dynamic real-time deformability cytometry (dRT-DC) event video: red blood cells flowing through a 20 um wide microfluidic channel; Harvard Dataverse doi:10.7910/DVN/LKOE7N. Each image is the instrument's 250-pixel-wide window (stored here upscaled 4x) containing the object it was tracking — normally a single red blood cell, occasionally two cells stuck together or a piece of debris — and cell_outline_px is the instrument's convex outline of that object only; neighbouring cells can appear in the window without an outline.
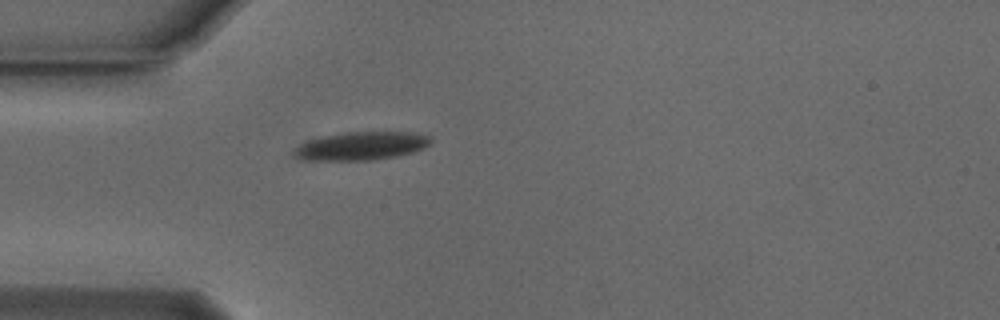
{"species": "Egyptian fruit bat (a non-hibernating species)", "species_latin": "Rousettus aegyptiacus", "temperature_condition": "cold", "stored_images_in_passage": 37, "camera_frame_rate_fps": 3000, "um_per_image_px": 0.085, "animal": {"sex": "male"}, "frame": {"image": 1, "passage_image": 1, "time_ms": 0.0, "image_size_px": [1000, 320], "cell_outline_px": [[432, 144], [424, 148], [412, 152], [396, 156], [372, 160], [304, 160], [296, 156], [292, 152], [300, 144], [308, 140], [324, 136], [344, 132], [412, 132], [432, 136]], "centroid_in_image_um": [30.76, 12.4], "position_along_channel_um": 54.2, "area_um2": 22.54}}
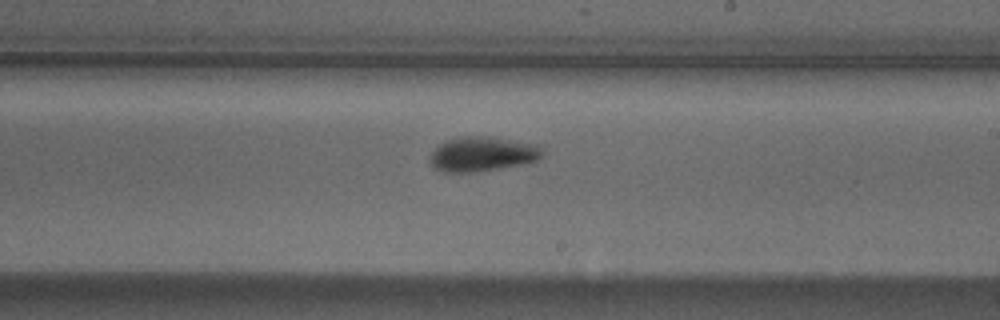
{"frame": {"image": 2, "passage_image": 17, "time_ms": 5.333, "image_size_px": [1000, 320], "cell_outline_px": [[544, 156], [540, 160], [524, 164], [500, 168], [472, 172], [444, 172], [436, 168], [432, 164], [428, 156], [444, 140], [460, 136], [484, 136], [540, 144], [544, 148]], "centroid_in_image_um": [41.07, 13.08], "position_along_channel_um": 247.9, "area_um2": 23.0}}
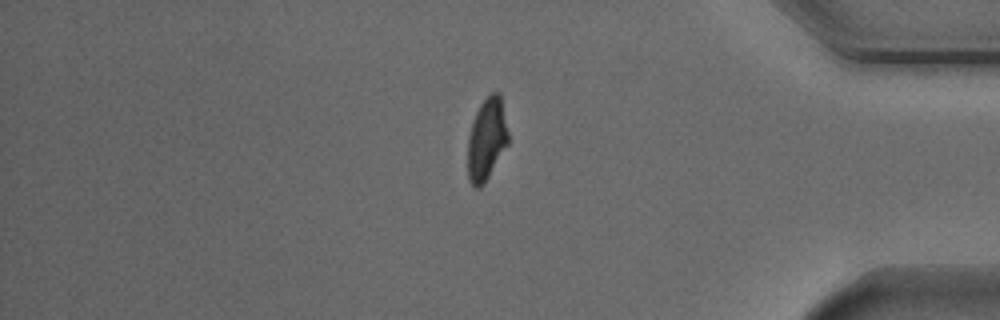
{"frame": {"image": 3, "passage_image": 31, "time_ms": 10.0, "image_size_px": [1000, 320], "cell_outline_px": [[508, 144], [484, 184], [480, 188], [472, 188], [468, 180], [468, 140], [472, 120], [480, 104], [492, 92], [500, 92], [508, 132]], "centroid_in_image_um": [41.36, 11.86], "position_along_channel_um": 393.8, "area_um2": 19.48}}